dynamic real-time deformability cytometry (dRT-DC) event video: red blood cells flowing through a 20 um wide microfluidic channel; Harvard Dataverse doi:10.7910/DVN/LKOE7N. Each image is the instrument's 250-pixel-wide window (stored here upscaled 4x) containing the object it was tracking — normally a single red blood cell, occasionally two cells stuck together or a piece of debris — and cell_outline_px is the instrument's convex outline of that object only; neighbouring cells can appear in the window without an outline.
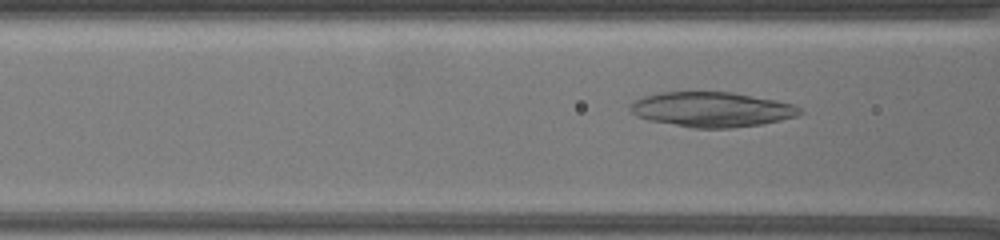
{"species": "common noctule bat (a hibernating species)", "species_latin": "Nyctalus noctula", "temperature_condition": "warm", "stored_images_in_passage": 58, "camera_frame_rate_fps": 3000, "um_per_image_px": 0.085, "animal": {"sex": "female", "body_mass_g": 19.5, "forearm_length_mm": 54.1}, "frame": {"image": 1, "passage_image": 14, "time_ms": 4.333, "image_size_px": [1000, 240], "cell_outline_px": [[804, 112], [796, 116], [780, 120], [760, 124], [732, 128], [692, 128], [648, 120], [636, 116], [628, 108], [628, 104], [644, 96], [660, 92], [732, 92], [792, 104], [800, 108]], "centroid_in_image_um": [60.44, 9.31], "position_along_channel_um": 106.2, "area_um2": 34.39}}
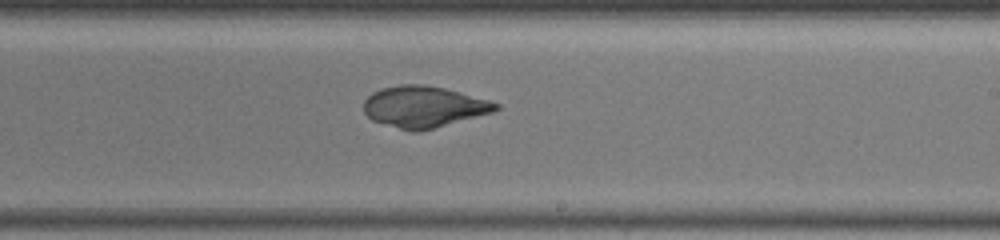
{"frame": {"image": 2, "passage_image": 30, "time_ms": 9.667, "image_size_px": [1000, 240], "cell_outline_px": [[500, 108], [492, 112], [420, 132], [412, 132], [372, 120], [364, 112], [364, 100], [372, 92], [380, 88], [400, 84], [424, 84], [444, 88], [488, 100], [500, 104]], "centroid_in_image_um": [35.99, 9.07], "position_along_channel_um": 253.0, "area_um2": 31.67}}
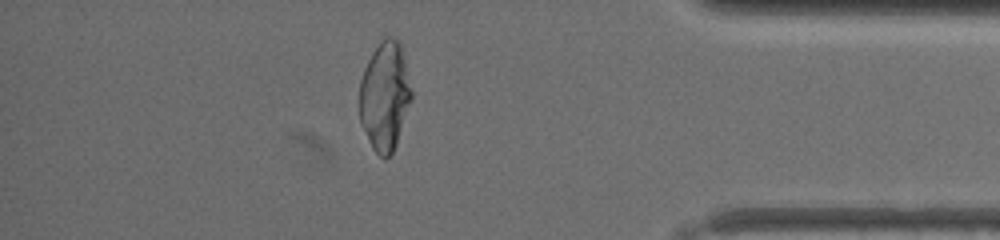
{"frame": {"image": 3, "passage_image": 49, "time_ms": 16.0, "image_size_px": [1000, 240], "cell_outline_px": [[412, 100], [396, 144], [392, 152], [384, 160], [372, 148], [360, 120], [360, 80], [364, 68], [372, 52], [380, 40], [384, 36], [392, 36], [400, 44], [412, 92]], "centroid_in_image_um": [32.7, 8.16], "position_along_channel_um": 402.5, "area_um2": 32.71}}